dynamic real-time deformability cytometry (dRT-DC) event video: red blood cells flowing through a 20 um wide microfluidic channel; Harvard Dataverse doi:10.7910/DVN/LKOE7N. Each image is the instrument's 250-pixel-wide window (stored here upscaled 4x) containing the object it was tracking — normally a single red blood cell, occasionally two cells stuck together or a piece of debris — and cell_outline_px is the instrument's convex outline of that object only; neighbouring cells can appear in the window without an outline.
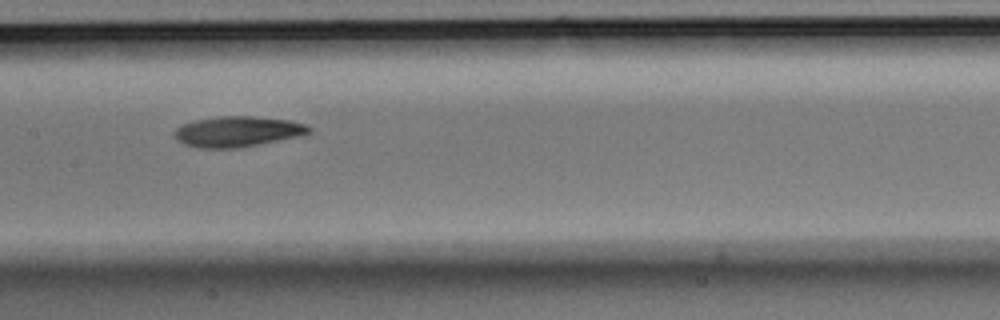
{"species": "Egyptian fruit bat (a non-hibernating species)", "species_latin": "Rousettus aegyptiacus", "temperature_condition": "room temperature", "stored_images_in_passage": 14, "camera_frame_rate_fps": 3000, "um_per_image_px": 0.085, "animal": {"sex": "male"}, "frame": {"image": 1, "passage_image": 7, "time_ms": 2.0, "image_size_px": [1000, 320], "cell_outline_px": [[312, 132], [296, 136], [244, 148], [196, 148], [184, 144], [176, 136], [176, 128], [184, 124], [196, 120], [220, 116], [252, 116], [288, 120], [308, 124], [312, 128]], "centroid_in_image_um": [20.24, 11.19], "position_along_channel_um": 187.2, "area_um2": 23.81}}
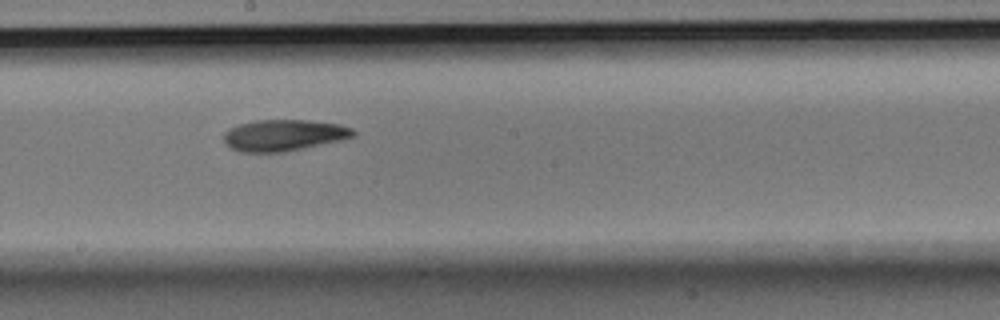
{"frame": {"image": 2, "passage_image": 8, "time_ms": 2.333, "image_size_px": [1000, 320], "cell_outline_px": [[356, 132], [352, 136], [340, 140], [284, 152], [240, 152], [224, 144], [224, 132], [228, 128], [240, 124], [256, 120], [308, 120], [340, 124], [352, 128]], "centroid_in_image_um": [24.08, 11.49], "position_along_channel_um": 224.1, "area_um2": 23.58}}
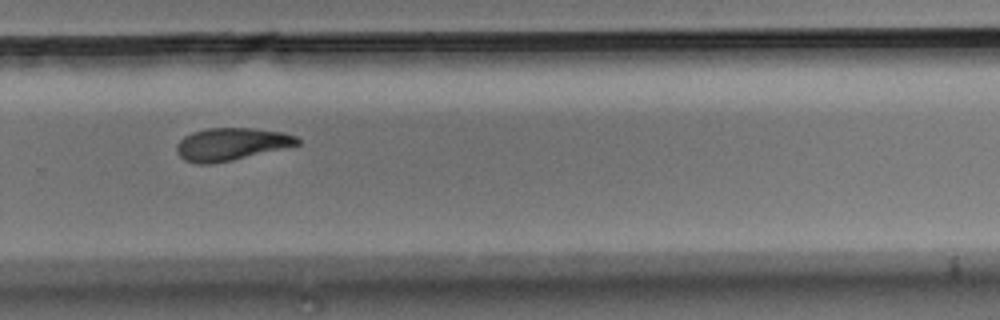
{"frame": {"image": 3, "passage_image": 10, "time_ms": 3.0, "image_size_px": [1000, 320], "cell_outline_px": [[300, 144], [232, 160], [208, 164], [196, 164], [184, 160], [176, 152], [176, 144], [184, 136], [192, 132], [208, 128], [252, 128], [284, 132], [296, 136], [300, 140]], "centroid_in_image_um": [19.62, 12.25], "position_along_channel_um": 310.2, "area_um2": 22.83}}